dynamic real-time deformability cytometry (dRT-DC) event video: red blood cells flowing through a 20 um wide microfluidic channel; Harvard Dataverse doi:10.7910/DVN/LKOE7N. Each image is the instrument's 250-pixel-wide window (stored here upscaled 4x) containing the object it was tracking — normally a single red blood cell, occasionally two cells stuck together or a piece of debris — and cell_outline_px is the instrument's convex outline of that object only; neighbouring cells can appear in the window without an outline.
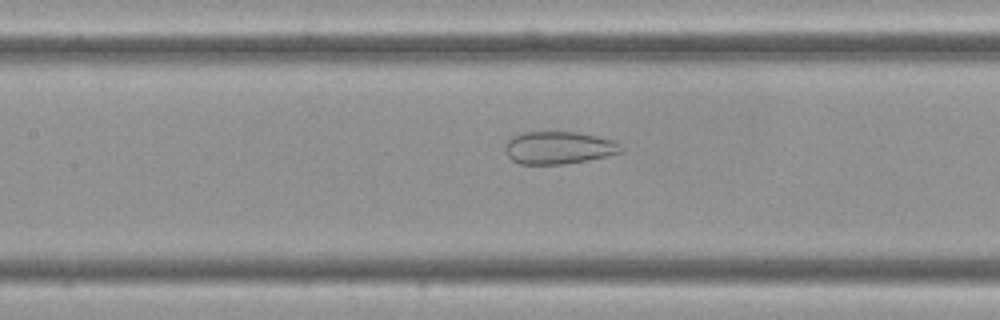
{"species": "Egyptian fruit bat (a non-hibernating species)", "species_latin": "Rousettus aegyptiacus", "temperature_condition": "cold", "stored_images_in_passage": 48, "camera_frame_rate_fps": 3000, "um_per_image_px": 0.085, "frame": {"image": 1, "passage_image": 17, "time_ms": 5.333, "image_size_px": [1000, 320], "cell_outline_px": [[624, 148], [620, 152], [608, 156], [588, 160], [564, 164], [520, 164], [512, 160], [504, 152], [504, 144], [512, 136], [524, 132], [576, 132], [616, 140]], "centroid_in_image_um": [47.48, 12.56], "position_along_channel_um": 159.9, "area_um2": 22.2}}
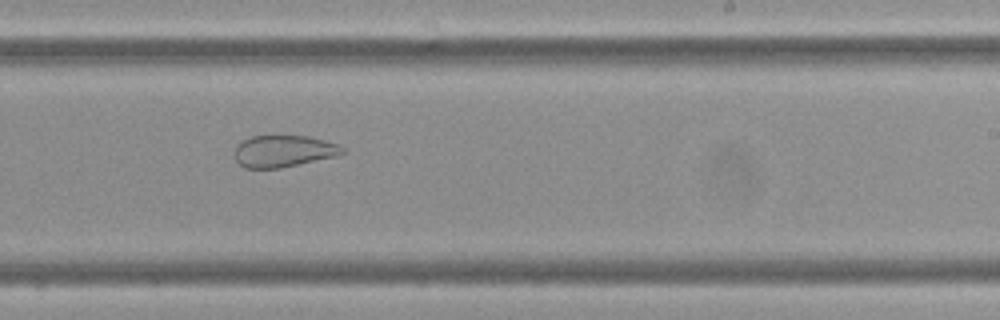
{"frame": {"image": 2, "passage_image": 26, "time_ms": 8.333, "image_size_px": [1000, 320], "cell_outline_px": [[344, 152], [336, 156], [280, 168], [244, 168], [236, 160], [236, 144], [252, 136], [308, 136], [340, 144], [344, 148]], "centroid_in_image_um": [24.12, 12.84], "position_along_channel_um": 264.9, "area_um2": 19.83}}
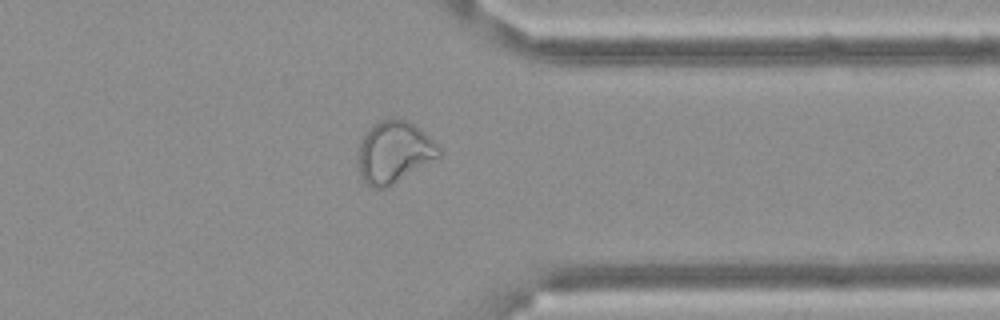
{"frame": {"image": 3, "passage_image": 36, "time_ms": 11.667, "image_size_px": [1000, 320], "cell_outline_px": [[444, 152], [440, 156], [392, 184], [384, 188], [372, 188], [360, 176], [356, 160], [356, 156], [360, 144], [364, 136], [372, 124], [380, 120], [392, 116], [408, 120], [424, 132]], "centroid_in_image_um": [33.46, 12.9], "position_along_channel_um": 377.9, "area_um2": 29.19}, "authors_computed_cell_mechanics": {"area_um2": 28.7844, "velocity_mm_per_s": 3.5157, "shape_relaxation_time_tau1_ms": null, "shape_relaxation_time_tau2_ms": 1.3702, "deformation_change_tau1": null, "deformation_change_tau2": 0.0818}}